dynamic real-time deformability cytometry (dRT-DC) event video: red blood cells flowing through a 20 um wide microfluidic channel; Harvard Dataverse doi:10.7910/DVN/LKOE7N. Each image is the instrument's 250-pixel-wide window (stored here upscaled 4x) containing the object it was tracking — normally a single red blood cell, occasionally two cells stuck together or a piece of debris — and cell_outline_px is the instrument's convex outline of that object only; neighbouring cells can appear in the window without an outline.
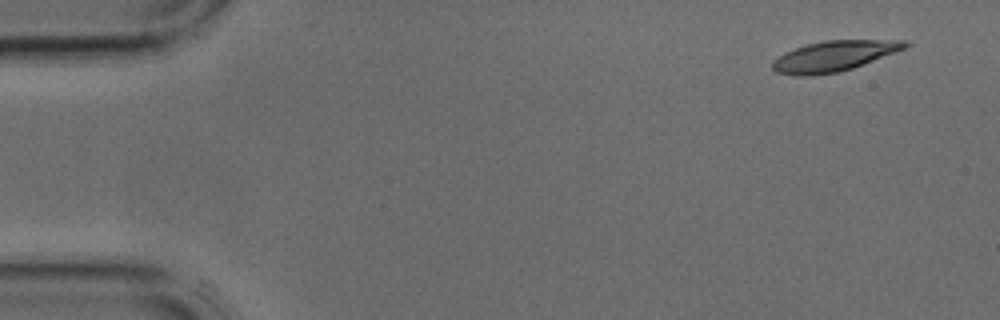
{"species": "common noctule bat (a hibernating species)", "species_latin": "Nyctalus noctula", "temperature_condition": "cold", "stored_images_in_passage": 3, "camera_frame_rate_fps": 3000, "um_per_image_px": 0.085, "animal": {"sex": "male", "body_mass_g": 17.9, "forearm_length_mm": 54.2}, "frame": {"image": 1, "passage_image": 1, "time_ms": 0.0, "image_size_px": [1000, 320], "cell_outline_px": [[912, 44], [904, 48], [852, 68], [836, 72], [808, 76], [796, 76], [776, 72], [772, 68], [772, 60], [796, 48], [808, 44], [824, 40], [908, 40]], "centroid_in_image_um": [70.88, 4.76], "position_along_channel_um": 14.1, "area_um2": 23.12}}
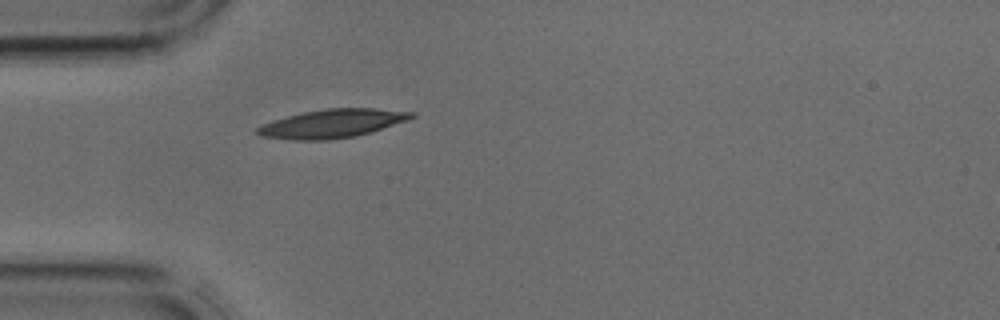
{"frame": {"image": 2, "passage_image": 3, "time_ms": 0.667, "image_size_px": [1000, 320], "cell_outline_px": [[416, 116], [408, 120], [372, 132], [356, 136], [328, 140], [296, 140], [260, 136], [252, 132], [256, 128], [264, 124], [300, 112], [328, 108], [376, 108], [416, 112]], "centroid_in_image_um": [28.27, 10.5], "position_along_channel_um": 56.7, "area_um2": 25.78}}